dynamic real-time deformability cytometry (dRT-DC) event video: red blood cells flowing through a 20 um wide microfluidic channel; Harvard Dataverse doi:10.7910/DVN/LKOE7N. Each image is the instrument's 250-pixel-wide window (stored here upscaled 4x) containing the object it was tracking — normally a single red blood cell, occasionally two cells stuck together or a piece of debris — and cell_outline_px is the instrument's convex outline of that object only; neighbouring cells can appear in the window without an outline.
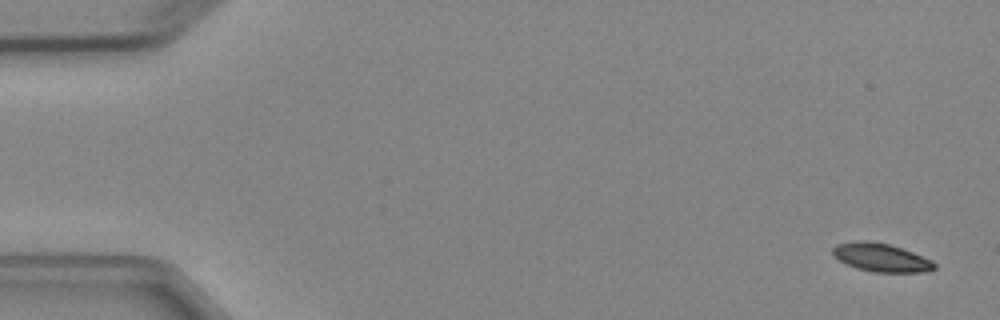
{"species": "Egyptian fruit bat (a non-hibernating species)", "species_latin": "Rousettus aegyptiacus", "temperature_condition": "cold", "stored_images_in_passage": 4, "camera_frame_rate_fps": 3000, "um_per_image_px": 0.085, "animal": {"sex": "female"}, "frame": {"image": 1, "passage_image": 1, "time_ms": 0.0, "image_size_px": [1000, 320], "cell_outline_px": [[936, 268], [924, 272], [872, 272], [856, 268], [832, 256], [832, 248], [836, 244], [860, 240], [868, 240], [888, 244], [912, 252], [932, 260], [936, 264]], "centroid_in_image_um": [74.87, 21.89], "position_along_channel_um": 10.1, "area_um2": 16.76}}
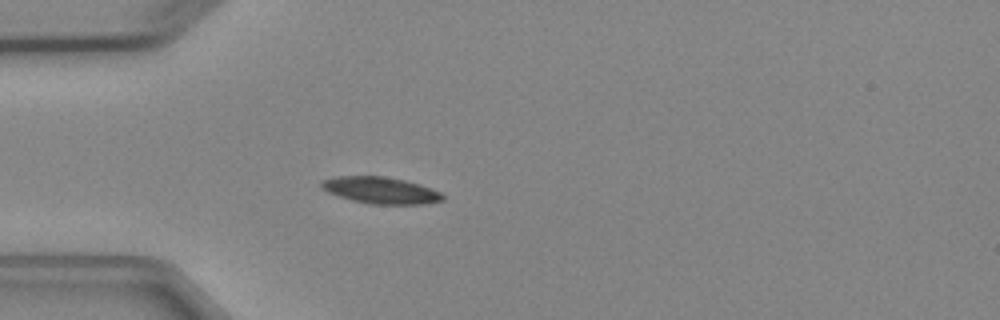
{"frame": {"image": 2, "passage_image": 4, "time_ms": 4.333, "image_size_px": [1000, 320], "cell_outline_px": [[444, 200], [424, 204], [368, 204], [352, 200], [328, 192], [320, 184], [324, 180], [336, 176], [384, 176], [404, 180], [420, 184], [432, 188], [440, 192], [444, 196]], "centroid_in_image_um": [32.4, 16.18], "position_along_channel_um": 52.6, "area_um2": 18.73}}